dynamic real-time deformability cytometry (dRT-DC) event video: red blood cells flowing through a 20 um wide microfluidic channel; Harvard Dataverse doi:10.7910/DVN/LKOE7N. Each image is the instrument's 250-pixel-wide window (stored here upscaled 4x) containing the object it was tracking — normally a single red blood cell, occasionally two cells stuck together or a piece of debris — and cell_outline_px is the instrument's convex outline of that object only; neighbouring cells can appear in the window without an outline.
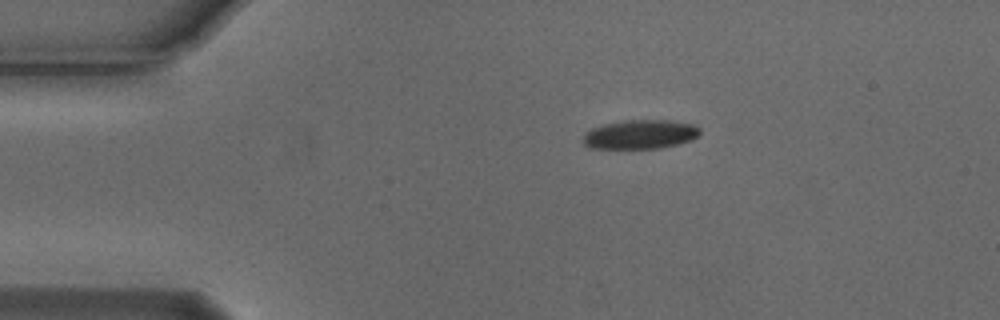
{"species": "Egyptian fruit bat (a non-hibernating species)", "species_latin": "Rousettus aegyptiacus", "temperature_condition": "cold", "stored_images_in_passage": 46, "camera_frame_rate_fps": 3000, "um_per_image_px": 0.085, "animal": {"sex": "male"}, "frame": {"image": 1, "passage_image": 1, "time_ms": 0.0, "image_size_px": [1000, 320], "cell_outline_px": [[700, 132], [692, 140], [660, 148], [588, 148], [584, 144], [584, 136], [592, 128], [604, 124], [624, 120], [672, 120], [696, 124], [700, 128]], "centroid_in_image_um": [54.46, 11.41], "position_along_channel_um": 30.5, "area_um2": 19.77}}
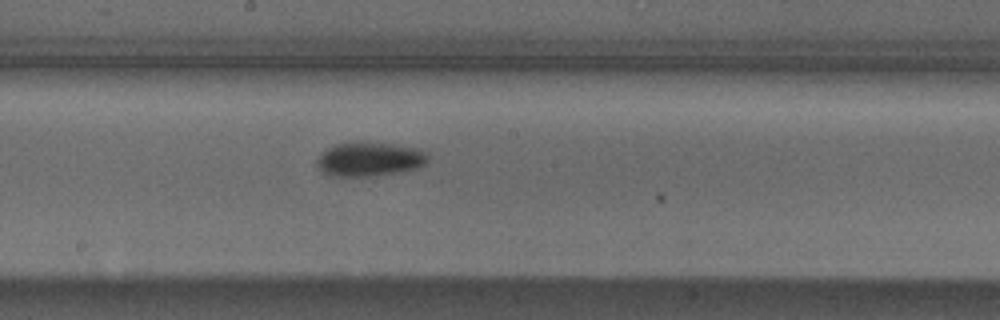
{"frame": {"image": 2, "passage_image": 20, "time_ms": 6.333, "image_size_px": [1000, 320], "cell_outline_px": [[428, 160], [424, 164], [416, 168], [396, 172], [368, 176], [328, 176], [316, 164], [316, 160], [328, 148], [336, 144], [348, 140], [356, 140], [392, 144], [420, 148], [428, 156]], "centroid_in_image_um": [31.38, 13.49], "position_along_channel_um": 216.8, "area_um2": 22.2}}
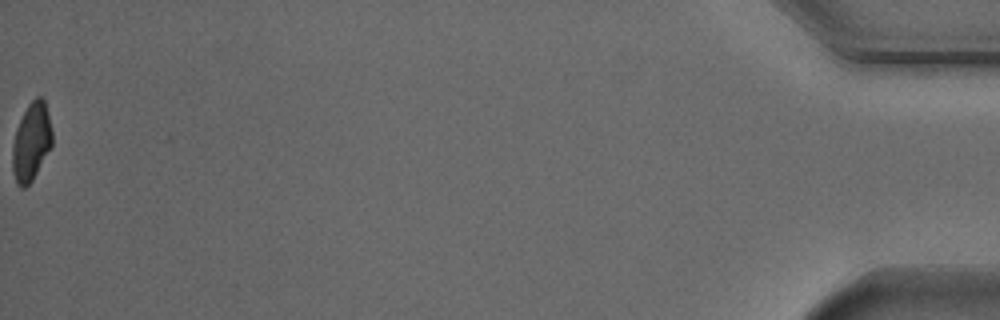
{"frame": {"image": 3, "passage_image": 46, "time_ms": 15.0, "image_size_px": [1000, 320], "cell_outline_px": [[52, 144], [32, 180], [24, 188], [20, 188], [16, 184], [12, 172], [12, 144], [16, 128], [28, 104], [36, 96], [40, 96], [44, 100], [52, 132]], "centroid_in_image_um": [2.63, 12.08], "position_along_channel_um": 432.6, "area_um2": 17.92}, "authors_computed_cell_mechanics": {"area_um2": 20.4612, "velocity_mm_per_s": 3.7196, "shape_relaxation_time_tau1_ms": 2.939, "shape_relaxation_time_tau2_ms": null, "deformation_change_tau1": 0.0956, "deformation_change_tau2": null}}